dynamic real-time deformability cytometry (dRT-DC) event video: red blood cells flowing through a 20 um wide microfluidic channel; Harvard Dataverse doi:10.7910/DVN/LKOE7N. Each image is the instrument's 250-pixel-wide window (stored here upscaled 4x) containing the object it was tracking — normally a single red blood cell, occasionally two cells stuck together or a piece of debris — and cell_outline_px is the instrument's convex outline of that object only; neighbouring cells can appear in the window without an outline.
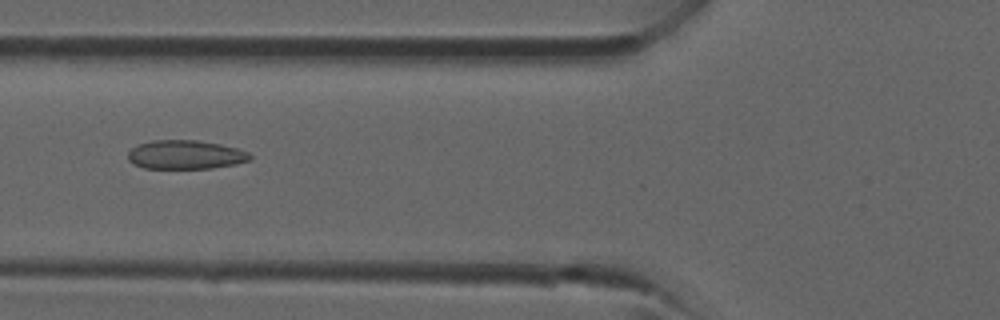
{"species": "common noctule bat (a hibernating species)", "species_latin": "Nyctalus noctula", "temperature_condition": "room temperature", "stored_images_in_passage": 39, "camera_frame_rate_fps": 3000, "um_per_image_px": 0.085, "animal": {"sex": "male", "forearm_length_mm": 52.5}, "frame": {"image": 1, "passage_image": 15, "time_ms": 4.667, "image_size_px": [1000, 320], "cell_outline_px": [[252, 160], [236, 164], [212, 168], [144, 168], [132, 164], [128, 160], [128, 152], [136, 144], [152, 140], [196, 140], [220, 144], [236, 148], [248, 152], [252, 156]], "centroid_in_image_um": [15.75, 13.15], "position_along_channel_um": 110.1, "area_um2": 20.69}}
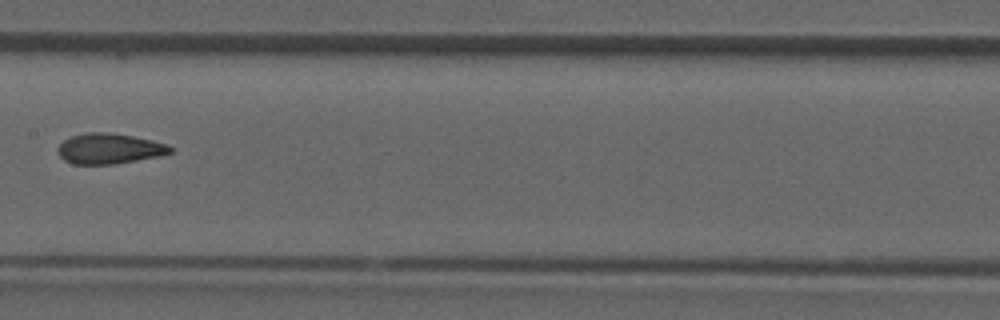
{"frame": {"image": 2, "passage_image": 20, "time_ms": 6.333, "image_size_px": [1000, 320], "cell_outline_px": [[176, 148], [172, 152], [160, 156], [116, 164], [72, 164], [64, 160], [60, 156], [56, 148], [64, 140], [72, 136], [84, 132], [108, 132], [132, 136], [152, 140], [168, 144]], "centroid_in_image_um": [9.31, 12.63], "position_along_channel_um": 198.1, "area_um2": 20.17}}
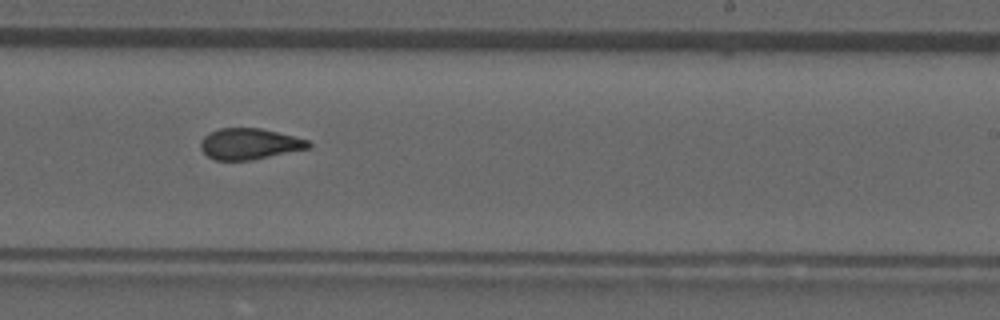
{"frame": {"image": 3, "passage_image": 24, "time_ms": 7.667, "image_size_px": [1000, 320], "cell_outline_px": [[312, 144], [308, 148], [248, 160], [216, 160], [208, 156], [200, 148], [200, 140], [208, 132], [220, 128], [260, 128], [308, 140]], "centroid_in_image_um": [21.14, 12.22], "position_along_channel_um": 267.9, "area_um2": 19.19}}